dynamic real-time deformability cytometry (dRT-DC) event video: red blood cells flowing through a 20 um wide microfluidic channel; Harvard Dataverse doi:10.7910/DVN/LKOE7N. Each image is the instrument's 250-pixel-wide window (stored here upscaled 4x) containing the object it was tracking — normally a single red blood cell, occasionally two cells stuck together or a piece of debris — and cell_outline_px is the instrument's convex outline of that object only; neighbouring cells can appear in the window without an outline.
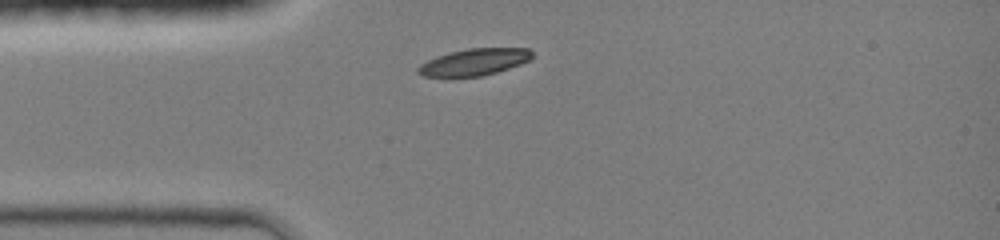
{"species": "common noctule bat (a hibernating species)", "species_latin": "Nyctalus noctula", "temperature_condition": "room temperature", "stored_images_in_passage": 29, "camera_frame_rate_fps": 3000, "um_per_image_px": 0.085, "animal": {"sex": "female", "body_mass_g": 19.0, "forearm_length_mm": 51.5}, "frame": {"image": 1, "passage_image": 1, "time_ms": 0.0, "image_size_px": [1000, 240], "cell_outline_px": [[532, 56], [528, 60], [520, 64], [496, 72], [480, 76], [424, 76], [416, 72], [416, 68], [420, 64], [436, 56], [448, 52], [468, 48], [528, 48], [532, 52]], "centroid_in_image_um": [40.27, 5.26], "position_along_channel_um": 44.7, "area_um2": 17.63}}
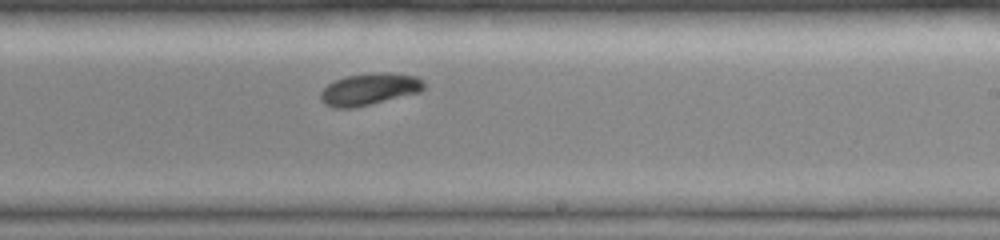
{"frame": {"image": 2, "passage_image": 17, "time_ms": 5.333, "image_size_px": [1000, 240], "cell_outline_px": [[424, 88], [420, 92], [372, 104], [352, 108], [332, 108], [324, 104], [320, 100], [320, 92], [328, 84], [344, 76], [372, 72], [388, 72], [416, 76], [424, 80]], "centroid_in_image_um": [31.38, 7.58], "position_along_channel_um": 257.6, "area_um2": 19.48}}
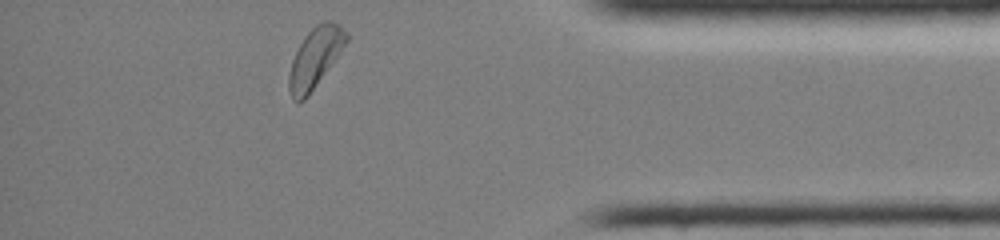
{"frame": {"image": 3, "passage_image": 29, "time_ms": 9.333, "image_size_px": [1000, 240], "cell_outline_px": [[348, 40], [308, 96], [304, 100], [296, 104], [292, 100], [288, 88], [288, 76], [292, 60], [304, 36], [316, 24], [324, 20], [332, 20], [340, 24], [348, 32]], "centroid_in_image_um": [26.77, 4.9], "position_along_channel_um": 408.4, "area_um2": 20.0}, "authors_computed_cell_mechanics": {"area_um2": 19.1318, "velocity_mm_per_s": 4.2246, "shape_relaxation_time_tau1_ms": 3.2549, "shape_relaxation_time_tau2_ms": null, "deformation_change_tau1": 0.1075, "deformation_change_tau2": null}}